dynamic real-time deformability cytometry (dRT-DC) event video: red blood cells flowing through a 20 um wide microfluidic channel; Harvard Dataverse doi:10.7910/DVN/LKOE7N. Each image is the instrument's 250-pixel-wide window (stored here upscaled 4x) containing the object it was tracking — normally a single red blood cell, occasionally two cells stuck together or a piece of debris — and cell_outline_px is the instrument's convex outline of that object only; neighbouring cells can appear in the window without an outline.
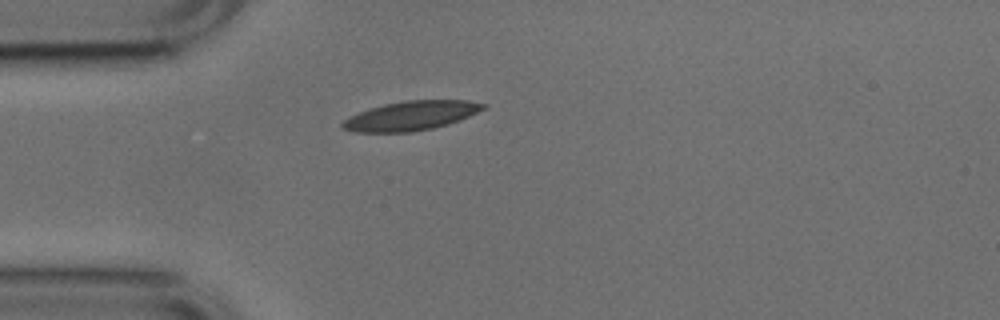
{"species": "common noctule bat (a hibernating species)", "species_latin": "Nyctalus noctula", "temperature_condition": "cold", "stored_images_in_passage": 1, "camera_frame_rate_fps": 3000, "um_per_image_px": 0.085, "animal": {"sex": "male", "body_mass_g": 17.9, "forearm_length_mm": 54.2}, "frame": {"image": 1, "passage_image": 1, "time_ms": 0.0, "image_size_px": [1000, 320], "cell_outline_px": [[488, 104], [484, 108], [460, 120], [448, 124], [432, 128], [412, 132], [352, 132], [344, 128], [340, 124], [344, 120], [360, 112], [384, 104], [404, 100], [468, 100]], "centroid_in_image_um": [34.95, 9.83], "position_along_channel_um": 50.0, "area_um2": 23.76}}